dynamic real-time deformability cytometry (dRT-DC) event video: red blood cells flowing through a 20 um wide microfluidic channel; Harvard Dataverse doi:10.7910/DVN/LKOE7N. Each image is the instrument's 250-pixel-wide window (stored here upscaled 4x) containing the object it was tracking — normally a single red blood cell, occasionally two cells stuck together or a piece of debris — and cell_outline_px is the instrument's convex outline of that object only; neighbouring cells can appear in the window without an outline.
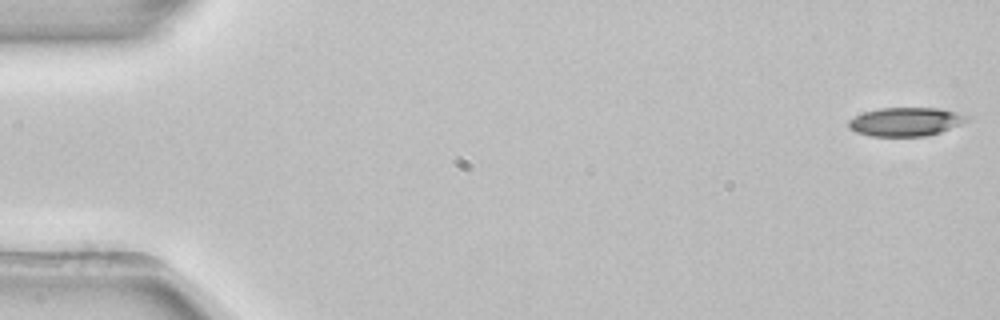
{"species": "common noctule bat (a hibernating species)", "species_latin": "Nyctalus noctula", "temperature_condition": "room temperature", "stored_images_in_passage": 53, "camera_frame_rate_fps": 3000, "um_per_image_px": 0.085, "animal": {"sex": "female", "body_mass_g": 22.7, "forearm_length_mm": 54.2}, "frame": {"image": 1, "passage_image": 1, "time_ms": 0.0, "image_size_px": [1000, 320], "cell_outline_px": [[968, 120], [960, 124], [940, 132], [924, 136], [872, 136], [856, 132], [848, 128], [848, 120], [864, 112], [880, 108], [940, 108], [956, 112], [968, 116]], "centroid_in_image_um": [76.96, 10.34], "position_along_channel_um": 8.0, "area_um2": 19.59}}
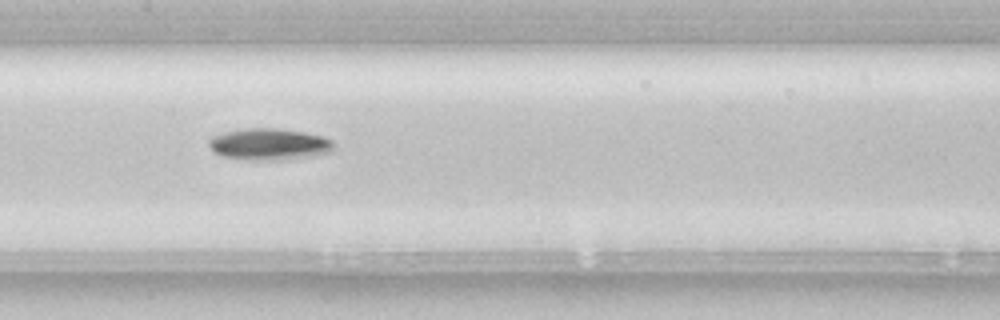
{"frame": {"image": 2, "passage_image": 26, "time_ms": 8.333, "image_size_px": [1000, 320], "cell_outline_px": [[336, 148], [332, 152], [284, 160], [248, 160], [220, 156], [208, 144], [208, 140], [212, 136], [224, 132], [244, 128], [276, 128], [304, 132], [320, 136], [332, 140]], "centroid_in_image_um": [22.88, 12.26], "position_along_channel_um": 184.5, "area_um2": 23.12}}
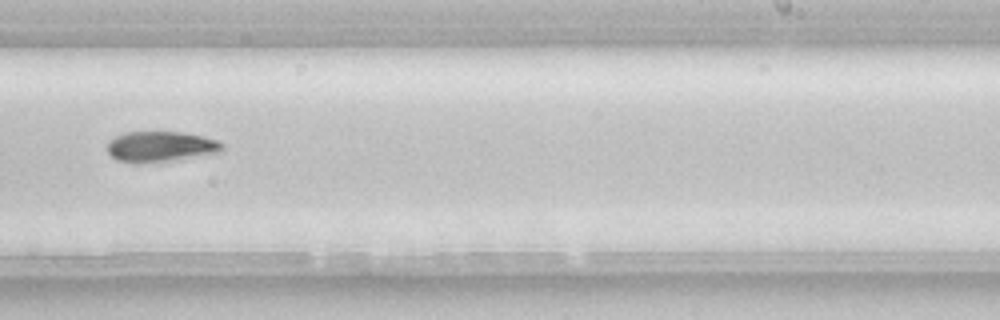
{"frame": {"image": 3, "passage_image": 33, "time_ms": 10.667, "image_size_px": [1000, 320], "cell_outline_px": [[224, 148], [220, 152], [176, 160], [140, 164], [132, 164], [116, 160], [108, 152], [108, 140], [124, 132], [180, 132], [204, 136], [216, 140], [224, 144]], "centroid_in_image_um": [13.63, 12.48], "position_along_channel_um": 275.4, "area_um2": 20.75}, "authors_computed_cell_mechanics": {"area_um2": 20.1722, "velocity_mm_per_s": 3.9132, "shape_relaxation_time_tau1_ms": 3.7093, "shape_relaxation_time_tau2_ms": null, "deformation_change_tau1": 0.1189, "deformation_change_tau2": null}}